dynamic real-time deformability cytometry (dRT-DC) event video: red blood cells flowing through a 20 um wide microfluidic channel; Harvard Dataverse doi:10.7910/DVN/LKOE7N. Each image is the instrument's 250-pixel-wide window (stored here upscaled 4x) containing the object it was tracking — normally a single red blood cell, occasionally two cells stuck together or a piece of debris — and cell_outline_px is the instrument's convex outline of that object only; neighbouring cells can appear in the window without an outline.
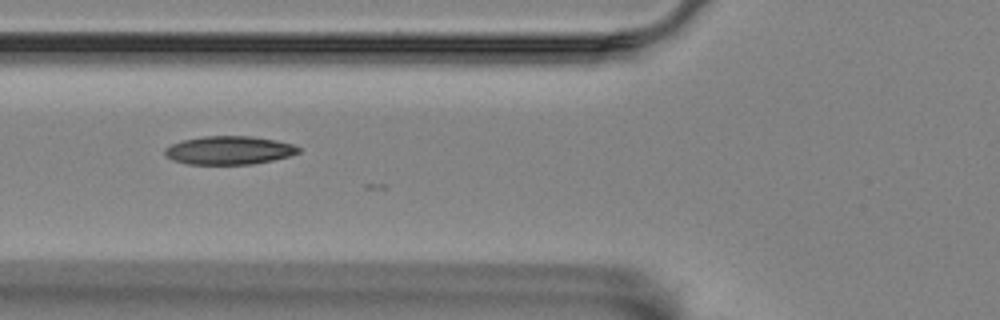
{"species": "Egyptian fruit bat (a non-hibernating species)", "species_latin": "Rousettus aegyptiacus", "temperature_condition": "room temperature", "stored_images_in_passage": 8, "camera_frame_rate_fps": 3000, "um_per_image_px": 0.085, "animal": {"sex": "female"}, "frame": {"image": 1, "passage_image": 7, "time_ms": 2.0, "image_size_px": [1000, 320], "cell_outline_px": [[300, 152], [288, 156], [272, 160], [252, 164], [188, 164], [172, 160], [164, 156], [164, 148], [172, 144], [184, 140], [204, 136], [252, 136], [276, 140], [292, 144], [300, 148]], "centroid_in_image_um": [19.44, 12.77], "position_along_channel_um": 106.4, "area_um2": 22.08}}